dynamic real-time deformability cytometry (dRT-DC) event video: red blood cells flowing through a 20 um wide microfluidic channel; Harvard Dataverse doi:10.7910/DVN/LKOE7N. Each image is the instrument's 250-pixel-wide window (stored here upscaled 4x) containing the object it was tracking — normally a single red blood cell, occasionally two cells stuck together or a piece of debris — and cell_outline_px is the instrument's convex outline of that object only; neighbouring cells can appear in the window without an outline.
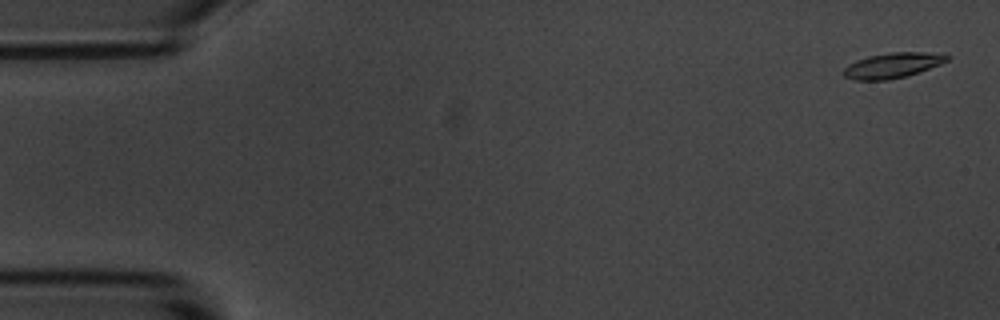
{"species": "common noctule bat (a hibernating species)", "species_latin": "Nyctalus noctula", "temperature_condition": "room temperature", "stored_images_in_passage": 55, "camera_frame_rate_fps": 3000, "um_per_image_px": 0.085, "animal": {"sex": "male", "body_mass_g": 20.1, "forearm_length_mm": 53.5}, "frame": {"image": 1, "passage_image": 2, "time_ms": 0.333, "image_size_px": [1000, 320], "cell_outline_px": [[952, 56], [948, 60], [940, 64], [908, 76], [888, 80], [856, 80], [844, 76], [844, 68], [848, 64], [856, 60], [868, 56], [892, 52], [924, 52]], "centroid_in_image_um": [75.86, 5.56], "position_along_channel_um": 9.1, "area_um2": 15.14}}
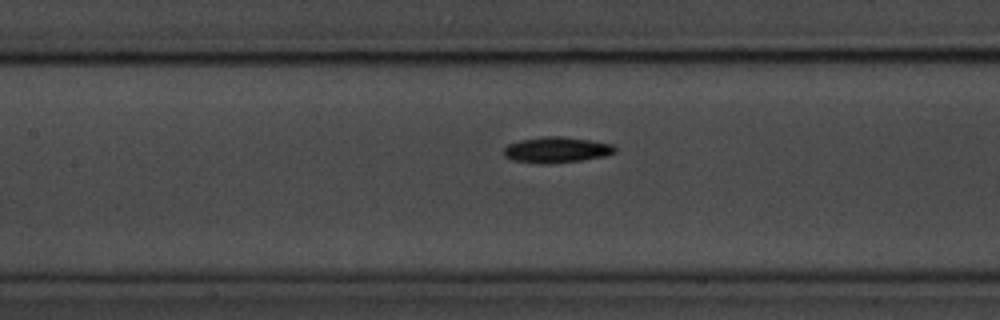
{"frame": {"image": 2, "passage_image": 25, "time_ms": 8.0, "image_size_px": [1000, 320], "cell_outline_px": [[616, 152], [608, 156], [584, 160], [548, 164], [540, 164], [512, 160], [504, 156], [504, 148], [508, 144], [520, 140], [544, 136], [560, 136], [588, 140], [612, 144], [616, 148]], "centroid_in_image_um": [47.31, 12.75], "position_along_channel_um": 160.1, "area_um2": 16.88}}
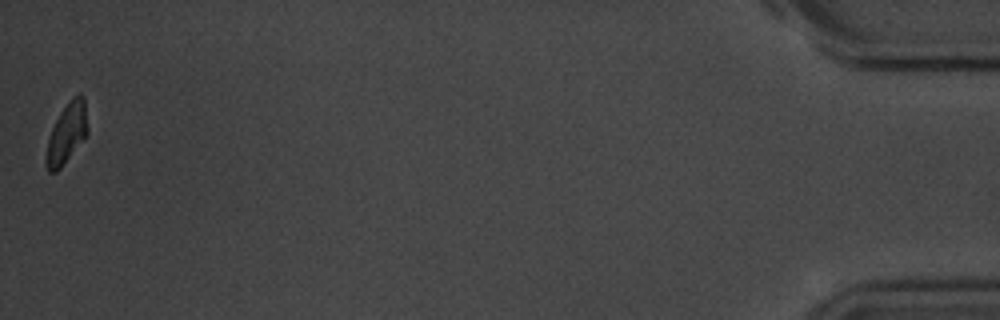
{"frame": {"image": 3, "passage_image": 55, "time_ms": 18.0, "image_size_px": [1000, 320], "cell_outline_px": [[88, 132], [60, 168], [56, 172], [48, 172], [44, 164], [44, 160], [48, 140], [52, 128], [60, 112], [68, 100], [72, 96], [80, 92], [84, 96], [88, 128]], "centroid_in_image_um": [5.66, 11.3], "position_along_channel_um": 429.5, "area_um2": 14.57}, "authors_computed_cell_mechanics": {"area_um2": 15.6638, "velocity_mm_per_s": 3.6489, "shape_relaxation_time_tau1_ms": 2.2688, "shape_relaxation_time_tau2_ms": 10.8463, "deformation_change_tau1": 0.1308, "deformation_change_tau2": 0.1455}}